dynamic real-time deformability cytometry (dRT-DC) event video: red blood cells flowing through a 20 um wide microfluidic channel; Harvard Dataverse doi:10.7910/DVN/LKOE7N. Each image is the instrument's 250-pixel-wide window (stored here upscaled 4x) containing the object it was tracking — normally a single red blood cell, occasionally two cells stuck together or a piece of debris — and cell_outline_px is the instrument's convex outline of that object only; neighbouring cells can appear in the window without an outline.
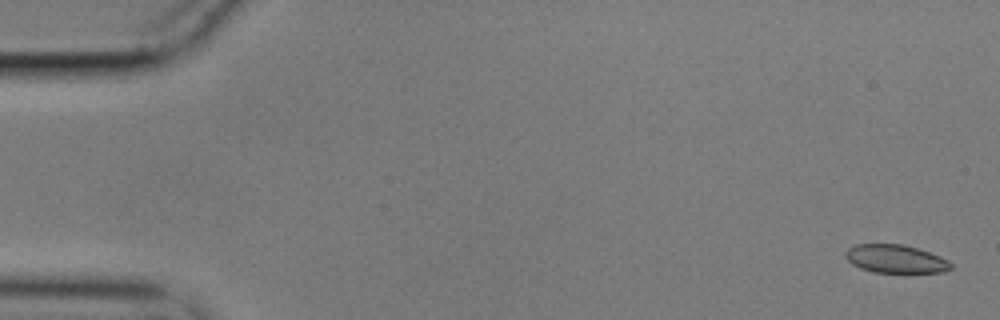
{"species": "common noctule bat (a hibernating species)", "species_latin": "Nyctalus noctula", "temperature_condition": "cold", "stored_images_in_passage": 13, "camera_frame_rate_fps": 3000, "um_per_image_px": 0.085, "animal": {"sex": "male", "body_mass_g": 17.9}, "frame": {"image": 1, "passage_image": 2, "time_ms": 0.333, "image_size_px": [1000, 320], "cell_outline_px": [[952, 268], [944, 272], [872, 272], [860, 268], [852, 264], [844, 256], [844, 252], [848, 248], [856, 244], [904, 244], [940, 256], [948, 260], [952, 264]], "centroid_in_image_um": [76.1, 22.0], "position_along_channel_um": 8.9, "area_um2": 17.34}}